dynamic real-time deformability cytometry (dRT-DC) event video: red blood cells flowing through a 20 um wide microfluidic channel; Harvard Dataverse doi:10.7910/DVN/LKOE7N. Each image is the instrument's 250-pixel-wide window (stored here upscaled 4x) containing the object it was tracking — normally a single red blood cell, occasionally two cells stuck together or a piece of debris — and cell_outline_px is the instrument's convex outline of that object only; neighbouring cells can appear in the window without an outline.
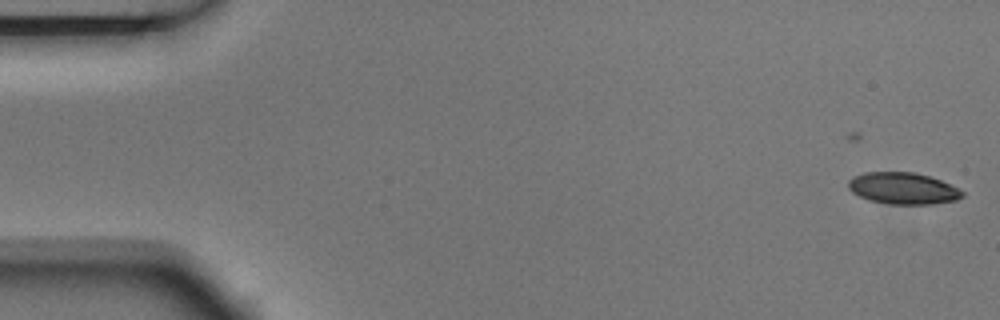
{"species": "Egyptian fruit bat (a non-hibernating species)", "species_latin": "Rousettus aegyptiacus", "temperature_condition": "room temperature", "stored_images_in_passage": 5, "camera_frame_rate_fps": 3000, "um_per_image_px": 0.085, "animal": {"sex": "male"}, "frame": {"image": 1, "passage_image": 1, "time_ms": 0.0, "image_size_px": [1000, 320], "cell_outline_px": [[964, 196], [956, 200], [932, 204], [888, 204], [868, 200], [852, 192], [848, 188], [848, 180], [852, 176], [864, 172], [912, 172], [928, 176], [940, 180], [964, 192]], "centroid_in_image_um": [76.71, 16.01], "position_along_channel_um": 8.3, "area_um2": 20.98}}
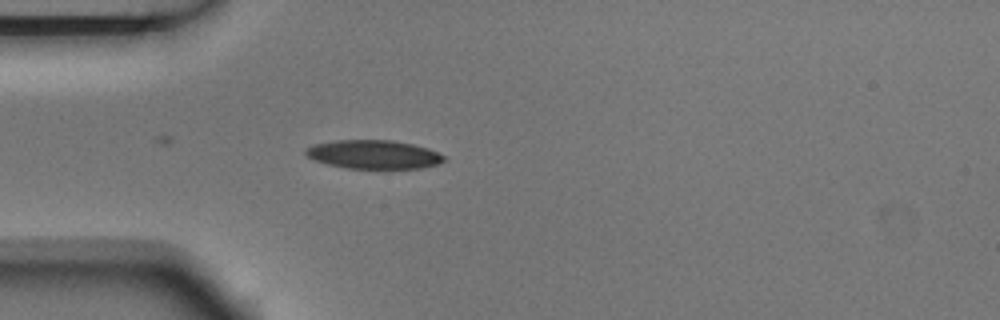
{"frame": {"image": 2, "passage_image": 5, "time_ms": 1.333, "image_size_px": [1000, 320], "cell_outline_px": [[448, 160], [440, 164], [420, 168], [348, 168], [328, 164], [316, 160], [308, 156], [304, 152], [304, 148], [312, 144], [336, 140], [392, 140], [412, 144], [428, 148], [444, 156]], "centroid_in_image_um": [31.77, 13.12], "position_along_channel_um": 53.2, "area_um2": 23.12}}